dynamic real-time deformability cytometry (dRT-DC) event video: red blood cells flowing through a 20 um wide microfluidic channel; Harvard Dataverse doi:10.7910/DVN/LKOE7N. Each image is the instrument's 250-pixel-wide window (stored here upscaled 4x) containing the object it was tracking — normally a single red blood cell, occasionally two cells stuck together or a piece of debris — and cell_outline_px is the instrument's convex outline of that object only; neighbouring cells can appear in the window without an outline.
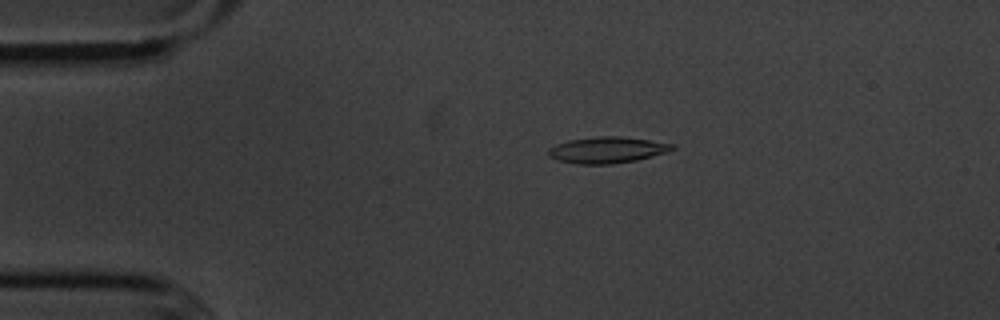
{"species": "common noctule bat (a hibernating species)", "species_latin": "Nyctalus noctula", "temperature_condition": "cold", "stored_images_in_passage": 55, "camera_frame_rate_fps": 3000, "um_per_image_px": 0.085, "animal": {"sex": "male", "body_mass_g": 20.1, "forearm_length_mm": 53.5}, "frame": {"image": 1, "passage_image": 11, "time_ms": 3.333, "image_size_px": [1000, 320], "cell_outline_px": [[676, 148], [664, 152], [636, 160], [612, 164], [576, 164], [560, 160], [548, 156], [548, 148], [556, 144], [568, 140], [596, 136], [620, 136], [648, 140], [672, 144]], "centroid_in_image_um": [51.54, 12.74], "position_along_channel_um": 33.5, "area_um2": 18.73}}
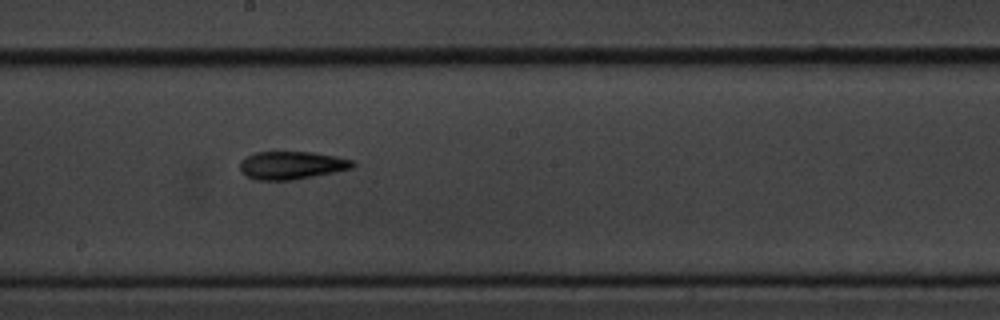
{"frame": {"image": 2, "passage_image": 30, "time_ms": 9.667, "image_size_px": [1000, 320], "cell_outline_px": [[356, 164], [352, 168], [292, 180], [256, 180], [240, 172], [240, 160], [256, 152], [312, 152], [336, 156], [352, 160]], "centroid_in_image_um": [24.76, 14.04], "position_along_channel_um": 223.4, "area_um2": 18.21}}
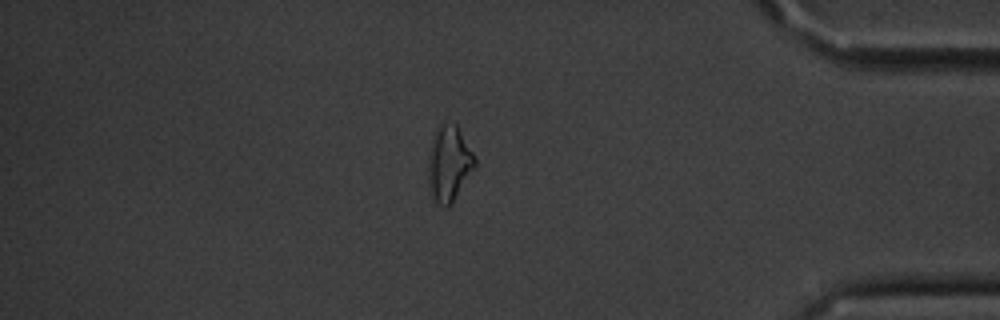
{"frame": {"image": 3, "passage_image": 47, "time_ms": 15.333, "image_size_px": [1000, 320], "cell_outline_px": [[476, 168], [452, 204], [448, 208], [444, 208], [436, 204], [428, 188], [428, 156], [432, 140], [436, 128], [440, 124], [456, 124], [472, 152], [476, 160]], "centroid_in_image_um": [38.16, 13.99], "position_along_channel_um": 397.0, "area_um2": 20.87}, "authors_computed_cell_mechanics": {"area_um2": 17.9758, "velocity_mm_per_s": 3.623, "shape_relaxation_time_tau1_ms": 5.8004, "shape_relaxation_time_tau2_ms": 8.5154, "deformation_change_tau1": 0.1964, "deformation_change_tau2": 0.1946}}